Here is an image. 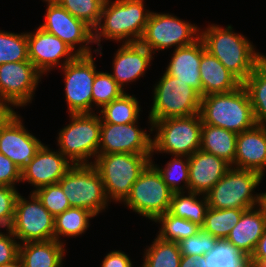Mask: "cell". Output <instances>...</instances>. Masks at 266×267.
I'll use <instances>...</instances> for the list:
<instances>
[{
  "instance_id": "obj_16",
  "label": "cell",
  "mask_w": 266,
  "mask_h": 267,
  "mask_svg": "<svg viewBox=\"0 0 266 267\" xmlns=\"http://www.w3.org/2000/svg\"><path fill=\"white\" fill-rule=\"evenodd\" d=\"M137 124H111L101 120L98 154H153L150 134Z\"/></svg>"
},
{
  "instance_id": "obj_14",
  "label": "cell",
  "mask_w": 266,
  "mask_h": 267,
  "mask_svg": "<svg viewBox=\"0 0 266 267\" xmlns=\"http://www.w3.org/2000/svg\"><path fill=\"white\" fill-rule=\"evenodd\" d=\"M44 1L47 2L46 19L39 27L60 38L77 55L92 54L89 44L93 43V29L84 21L72 16L55 0ZM76 45L80 46L74 50Z\"/></svg>"
},
{
  "instance_id": "obj_21",
  "label": "cell",
  "mask_w": 266,
  "mask_h": 267,
  "mask_svg": "<svg viewBox=\"0 0 266 267\" xmlns=\"http://www.w3.org/2000/svg\"><path fill=\"white\" fill-rule=\"evenodd\" d=\"M152 52L137 43H123L115 53L111 77L124 91V85L144 76L153 60Z\"/></svg>"
},
{
  "instance_id": "obj_22",
  "label": "cell",
  "mask_w": 266,
  "mask_h": 267,
  "mask_svg": "<svg viewBox=\"0 0 266 267\" xmlns=\"http://www.w3.org/2000/svg\"><path fill=\"white\" fill-rule=\"evenodd\" d=\"M234 167L265 175L266 125H255L237 134Z\"/></svg>"
},
{
  "instance_id": "obj_26",
  "label": "cell",
  "mask_w": 266,
  "mask_h": 267,
  "mask_svg": "<svg viewBox=\"0 0 266 267\" xmlns=\"http://www.w3.org/2000/svg\"><path fill=\"white\" fill-rule=\"evenodd\" d=\"M64 243L54 240L19 244V257L24 267H62Z\"/></svg>"
},
{
  "instance_id": "obj_8",
  "label": "cell",
  "mask_w": 266,
  "mask_h": 267,
  "mask_svg": "<svg viewBox=\"0 0 266 267\" xmlns=\"http://www.w3.org/2000/svg\"><path fill=\"white\" fill-rule=\"evenodd\" d=\"M153 105L148 121L199 114L201 95L189 85L164 72L153 90Z\"/></svg>"
},
{
  "instance_id": "obj_50",
  "label": "cell",
  "mask_w": 266,
  "mask_h": 267,
  "mask_svg": "<svg viewBox=\"0 0 266 267\" xmlns=\"http://www.w3.org/2000/svg\"><path fill=\"white\" fill-rule=\"evenodd\" d=\"M241 267H261L255 262H253L251 259H249L247 262H245Z\"/></svg>"
},
{
  "instance_id": "obj_20",
  "label": "cell",
  "mask_w": 266,
  "mask_h": 267,
  "mask_svg": "<svg viewBox=\"0 0 266 267\" xmlns=\"http://www.w3.org/2000/svg\"><path fill=\"white\" fill-rule=\"evenodd\" d=\"M231 167L223 158L197 150L189 156L188 192L206 195Z\"/></svg>"
},
{
  "instance_id": "obj_6",
  "label": "cell",
  "mask_w": 266,
  "mask_h": 267,
  "mask_svg": "<svg viewBox=\"0 0 266 267\" xmlns=\"http://www.w3.org/2000/svg\"><path fill=\"white\" fill-rule=\"evenodd\" d=\"M150 133L156 129L152 139V153H168L172 156L189 157L201 145L202 120L200 114L187 117H172L155 121Z\"/></svg>"
},
{
  "instance_id": "obj_4",
  "label": "cell",
  "mask_w": 266,
  "mask_h": 267,
  "mask_svg": "<svg viewBox=\"0 0 266 267\" xmlns=\"http://www.w3.org/2000/svg\"><path fill=\"white\" fill-rule=\"evenodd\" d=\"M153 154H98L92 164L100 173L107 199L123 202L132 185L151 163Z\"/></svg>"
},
{
  "instance_id": "obj_39",
  "label": "cell",
  "mask_w": 266,
  "mask_h": 267,
  "mask_svg": "<svg viewBox=\"0 0 266 267\" xmlns=\"http://www.w3.org/2000/svg\"><path fill=\"white\" fill-rule=\"evenodd\" d=\"M125 91L108 72H98L93 82L92 103L98 109L121 97ZM100 107V108H99Z\"/></svg>"
},
{
  "instance_id": "obj_10",
  "label": "cell",
  "mask_w": 266,
  "mask_h": 267,
  "mask_svg": "<svg viewBox=\"0 0 266 267\" xmlns=\"http://www.w3.org/2000/svg\"><path fill=\"white\" fill-rule=\"evenodd\" d=\"M172 194L161 173L150 163L132 185L123 203L139 215L154 221L169 210Z\"/></svg>"
},
{
  "instance_id": "obj_49",
  "label": "cell",
  "mask_w": 266,
  "mask_h": 267,
  "mask_svg": "<svg viewBox=\"0 0 266 267\" xmlns=\"http://www.w3.org/2000/svg\"><path fill=\"white\" fill-rule=\"evenodd\" d=\"M0 267H24V264H23L21 258L18 256L12 262L7 263V264H2V265H0Z\"/></svg>"
},
{
  "instance_id": "obj_15",
  "label": "cell",
  "mask_w": 266,
  "mask_h": 267,
  "mask_svg": "<svg viewBox=\"0 0 266 267\" xmlns=\"http://www.w3.org/2000/svg\"><path fill=\"white\" fill-rule=\"evenodd\" d=\"M41 76L29 60L0 65V98L17 107L26 106L32 102Z\"/></svg>"
},
{
  "instance_id": "obj_12",
  "label": "cell",
  "mask_w": 266,
  "mask_h": 267,
  "mask_svg": "<svg viewBox=\"0 0 266 267\" xmlns=\"http://www.w3.org/2000/svg\"><path fill=\"white\" fill-rule=\"evenodd\" d=\"M30 200L17 196L10 230L19 244L54 240V216L32 192Z\"/></svg>"
},
{
  "instance_id": "obj_30",
  "label": "cell",
  "mask_w": 266,
  "mask_h": 267,
  "mask_svg": "<svg viewBox=\"0 0 266 267\" xmlns=\"http://www.w3.org/2000/svg\"><path fill=\"white\" fill-rule=\"evenodd\" d=\"M95 215L87 209L70 207L54 217V239L63 243L61 236L76 237L86 232L89 220Z\"/></svg>"
},
{
  "instance_id": "obj_24",
  "label": "cell",
  "mask_w": 266,
  "mask_h": 267,
  "mask_svg": "<svg viewBox=\"0 0 266 267\" xmlns=\"http://www.w3.org/2000/svg\"><path fill=\"white\" fill-rule=\"evenodd\" d=\"M165 72L189 85L202 97L200 77V62L202 58V40L199 38L193 44L175 48Z\"/></svg>"
},
{
  "instance_id": "obj_13",
  "label": "cell",
  "mask_w": 266,
  "mask_h": 267,
  "mask_svg": "<svg viewBox=\"0 0 266 267\" xmlns=\"http://www.w3.org/2000/svg\"><path fill=\"white\" fill-rule=\"evenodd\" d=\"M93 55H77L61 69L65 79V99L69 114L94 113L93 82L97 74Z\"/></svg>"
},
{
  "instance_id": "obj_23",
  "label": "cell",
  "mask_w": 266,
  "mask_h": 267,
  "mask_svg": "<svg viewBox=\"0 0 266 267\" xmlns=\"http://www.w3.org/2000/svg\"><path fill=\"white\" fill-rule=\"evenodd\" d=\"M265 229L266 207L262 203L242 213L239 222L232 228L226 240L250 257Z\"/></svg>"
},
{
  "instance_id": "obj_43",
  "label": "cell",
  "mask_w": 266,
  "mask_h": 267,
  "mask_svg": "<svg viewBox=\"0 0 266 267\" xmlns=\"http://www.w3.org/2000/svg\"><path fill=\"white\" fill-rule=\"evenodd\" d=\"M7 234L0 232V265L12 262L19 256V242L12 234L10 228Z\"/></svg>"
},
{
  "instance_id": "obj_11",
  "label": "cell",
  "mask_w": 266,
  "mask_h": 267,
  "mask_svg": "<svg viewBox=\"0 0 266 267\" xmlns=\"http://www.w3.org/2000/svg\"><path fill=\"white\" fill-rule=\"evenodd\" d=\"M200 28L169 13L151 12L139 43L155 51L184 47L200 38Z\"/></svg>"
},
{
  "instance_id": "obj_27",
  "label": "cell",
  "mask_w": 266,
  "mask_h": 267,
  "mask_svg": "<svg viewBox=\"0 0 266 267\" xmlns=\"http://www.w3.org/2000/svg\"><path fill=\"white\" fill-rule=\"evenodd\" d=\"M237 134L202 123L200 149L223 158L234 167Z\"/></svg>"
},
{
  "instance_id": "obj_2",
  "label": "cell",
  "mask_w": 266,
  "mask_h": 267,
  "mask_svg": "<svg viewBox=\"0 0 266 267\" xmlns=\"http://www.w3.org/2000/svg\"><path fill=\"white\" fill-rule=\"evenodd\" d=\"M150 13L144 0H105L100 21L93 29V43L100 47L102 37L122 44L139 42Z\"/></svg>"
},
{
  "instance_id": "obj_33",
  "label": "cell",
  "mask_w": 266,
  "mask_h": 267,
  "mask_svg": "<svg viewBox=\"0 0 266 267\" xmlns=\"http://www.w3.org/2000/svg\"><path fill=\"white\" fill-rule=\"evenodd\" d=\"M245 210L247 209H213L209 207L201 228L217 239H226Z\"/></svg>"
},
{
  "instance_id": "obj_47",
  "label": "cell",
  "mask_w": 266,
  "mask_h": 267,
  "mask_svg": "<svg viewBox=\"0 0 266 267\" xmlns=\"http://www.w3.org/2000/svg\"><path fill=\"white\" fill-rule=\"evenodd\" d=\"M249 259L261 267L266 265V229L262 237L257 242V245Z\"/></svg>"
},
{
  "instance_id": "obj_3",
  "label": "cell",
  "mask_w": 266,
  "mask_h": 267,
  "mask_svg": "<svg viewBox=\"0 0 266 267\" xmlns=\"http://www.w3.org/2000/svg\"><path fill=\"white\" fill-rule=\"evenodd\" d=\"M199 114L202 123L236 134L256 125L252 105L243 85L228 93H212L201 97Z\"/></svg>"
},
{
  "instance_id": "obj_7",
  "label": "cell",
  "mask_w": 266,
  "mask_h": 267,
  "mask_svg": "<svg viewBox=\"0 0 266 267\" xmlns=\"http://www.w3.org/2000/svg\"><path fill=\"white\" fill-rule=\"evenodd\" d=\"M71 123L60 129L59 151L73 164H92L100 142L101 118L95 113L69 114Z\"/></svg>"
},
{
  "instance_id": "obj_36",
  "label": "cell",
  "mask_w": 266,
  "mask_h": 267,
  "mask_svg": "<svg viewBox=\"0 0 266 267\" xmlns=\"http://www.w3.org/2000/svg\"><path fill=\"white\" fill-rule=\"evenodd\" d=\"M28 60L27 32L18 34L0 30V65Z\"/></svg>"
},
{
  "instance_id": "obj_17",
  "label": "cell",
  "mask_w": 266,
  "mask_h": 267,
  "mask_svg": "<svg viewBox=\"0 0 266 267\" xmlns=\"http://www.w3.org/2000/svg\"><path fill=\"white\" fill-rule=\"evenodd\" d=\"M35 32L27 33L29 61L43 75L72 61L77 54L60 38L38 27ZM65 60L61 62L60 60Z\"/></svg>"
},
{
  "instance_id": "obj_48",
  "label": "cell",
  "mask_w": 266,
  "mask_h": 267,
  "mask_svg": "<svg viewBox=\"0 0 266 267\" xmlns=\"http://www.w3.org/2000/svg\"><path fill=\"white\" fill-rule=\"evenodd\" d=\"M179 267H204V255L200 257L182 255Z\"/></svg>"
},
{
  "instance_id": "obj_35",
  "label": "cell",
  "mask_w": 266,
  "mask_h": 267,
  "mask_svg": "<svg viewBox=\"0 0 266 267\" xmlns=\"http://www.w3.org/2000/svg\"><path fill=\"white\" fill-rule=\"evenodd\" d=\"M249 257L226 239H218L215 247L204 255V267H241Z\"/></svg>"
},
{
  "instance_id": "obj_52",
  "label": "cell",
  "mask_w": 266,
  "mask_h": 267,
  "mask_svg": "<svg viewBox=\"0 0 266 267\" xmlns=\"http://www.w3.org/2000/svg\"><path fill=\"white\" fill-rule=\"evenodd\" d=\"M263 204H264L265 207H266V192L263 193Z\"/></svg>"
},
{
  "instance_id": "obj_46",
  "label": "cell",
  "mask_w": 266,
  "mask_h": 267,
  "mask_svg": "<svg viewBox=\"0 0 266 267\" xmlns=\"http://www.w3.org/2000/svg\"><path fill=\"white\" fill-rule=\"evenodd\" d=\"M11 107L17 106L11 101L0 98V131L18 115Z\"/></svg>"
},
{
  "instance_id": "obj_45",
  "label": "cell",
  "mask_w": 266,
  "mask_h": 267,
  "mask_svg": "<svg viewBox=\"0 0 266 267\" xmlns=\"http://www.w3.org/2000/svg\"><path fill=\"white\" fill-rule=\"evenodd\" d=\"M101 267H133V265L127 254L114 250L104 257Z\"/></svg>"
},
{
  "instance_id": "obj_42",
  "label": "cell",
  "mask_w": 266,
  "mask_h": 267,
  "mask_svg": "<svg viewBox=\"0 0 266 267\" xmlns=\"http://www.w3.org/2000/svg\"><path fill=\"white\" fill-rule=\"evenodd\" d=\"M18 195L14 187L0 186V228L11 227Z\"/></svg>"
},
{
  "instance_id": "obj_31",
  "label": "cell",
  "mask_w": 266,
  "mask_h": 267,
  "mask_svg": "<svg viewBox=\"0 0 266 267\" xmlns=\"http://www.w3.org/2000/svg\"><path fill=\"white\" fill-rule=\"evenodd\" d=\"M140 110L137 98L125 92L118 99L104 105L99 110V116L104 123L129 124L138 122Z\"/></svg>"
},
{
  "instance_id": "obj_37",
  "label": "cell",
  "mask_w": 266,
  "mask_h": 267,
  "mask_svg": "<svg viewBox=\"0 0 266 267\" xmlns=\"http://www.w3.org/2000/svg\"><path fill=\"white\" fill-rule=\"evenodd\" d=\"M151 163L161 173L164 182L173 193L184 192V189L188 191L189 184V157L174 156L172 160L165 164L164 169L158 167L151 161ZM184 186H180L181 183Z\"/></svg>"
},
{
  "instance_id": "obj_51",
  "label": "cell",
  "mask_w": 266,
  "mask_h": 267,
  "mask_svg": "<svg viewBox=\"0 0 266 267\" xmlns=\"http://www.w3.org/2000/svg\"><path fill=\"white\" fill-rule=\"evenodd\" d=\"M261 62L266 66V56L265 55H261Z\"/></svg>"
},
{
  "instance_id": "obj_44",
  "label": "cell",
  "mask_w": 266,
  "mask_h": 267,
  "mask_svg": "<svg viewBox=\"0 0 266 267\" xmlns=\"http://www.w3.org/2000/svg\"><path fill=\"white\" fill-rule=\"evenodd\" d=\"M16 182H21V171L12 160L0 153V186L15 188Z\"/></svg>"
},
{
  "instance_id": "obj_29",
  "label": "cell",
  "mask_w": 266,
  "mask_h": 267,
  "mask_svg": "<svg viewBox=\"0 0 266 267\" xmlns=\"http://www.w3.org/2000/svg\"><path fill=\"white\" fill-rule=\"evenodd\" d=\"M242 85L248 93L256 125H266V66L260 62Z\"/></svg>"
},
{
  "instance_id": "obj_32",
  "label": "cell",
  "mask_w": 266,
  "mask_h": 267,
  "mask_svg": "<svg viewBox=\"0 0 266 267\" xmlns=\"http://www.w3.org/2000/svg\"><path fill=\"white\" fill-rule=\"evenodd\" d=\"M181 256L178 243L165 241L157 236L144 251L141 267H179Z\"/></svg>"
},
{
  "instance_id": "obj_34",
  "label": "cell",
  "mask_w": 266,
  "mask_h": 267,
  "mask_svg": "<svg viewBox=\"0 0 266 267\" xmlns=\"http://www.w3.org/2000/svg\"><path fill=\"white\" fill-rule=\"evenodd\" d=\"M154 222L161 223L158 237L165 241L180 242L182 239L195 235L201 227L189 220L176 217L168 211L158 216Z\"/></svg>"
},
{
  "instance_id": "obj_1",
  "label": "cell",
  "mask_w": 266,
  "mask_h": 267,
  "mask_svg": "<svg viewBox=\"0 0 266 267\" xmlns=\"http://www.w3.org/2000/svg\"><path fill=\"white\" fill-rule=\"evenodd\" d=\"M232 28L212 24L200 31V39L205 49L243 83L261 62L262 53L256 52L251 41Z\"/></svg>"
},
{
  "instance_id": "obj_9",
  "label": "cell",
  "mask_w": 266,
  "mask_h": 267,
  "mask_svg": "<svg viewBox=\"0 0 266 267\" xmlns=\"http://www.w3.org/2000/svg\"><path fill=\"white\" fill-rule=\"evenodd\" d=\"M71 207L87 209L95 216L108 206L103 181L93 164H76L58 181Z\"/></svg>"
},
{
  "instance_id": "obj_25",
  "label": "cell",
  "mask_w": 266,
  "mask_h": 267,
  "mask_svg": "<svg viewBox=\"0 0 266 267\" xmlns=\"http://www.w3.org/2000/svg\"><path fill=\"white\" fill-rule=\"evenodd\" d=\"M199 69L202 97L212 93H228L242 85V82L235 75L205 49L203 41Z\"/></svg>"
},
{
  "instance_id": "obj_19",
  "label": "cell",
  "mask_w": 266,
  "mask_h": 267,
  "mask_svg": "<svg viewBox=\"0 0 266 267\" xmlns=\"http://www.w3.org/2000/svg\"><path fill=\"white\" fill-rule=\"evenodd\" d=\"M73 164L60 152L42 145L31 163L21 172V182L34 185L35 190L58 183Z\"/></svg>"
},
{
  "instance_id": "obj_38",
  "label": "cell",
  "mask_w": 266,
  "mask_h": 267,
  "mask_svg": "<svg viewBox=\"0 0 266 267\" xmlns=\"http://www.w3.org/2000/svg\"><path fill=\"white\" fill-rule=\"evenodd\" d=\"M72 16L84 21L94 29L101 17L105 0H55Z\"/></svg>"
},
{
  "instance_id": "obj_18",
  "label": "cell",
  "mask_w": 266,
  "mask_h": 267,
  "mask_svg": "<svg viewBox=\"0 0 266 267\" xmlns=\"http://www.w3.org/2000/svg\"><path fill=\"white\" fill-rule=\"evenodd\" d=\"M43 143L30 133L17 115L0 131V153L12 160L22 172Z\"/></svg>"
},
{
  "instance_id": "obj_40",
  "label": "cell",
  "mask_w": 266,
  "mask_h": 267,
  "mask_svg": "<svg viewBox=\"0 0 266 267\" xmlns=\"http://www.w3.org/2000/svg\"><path fill=\"white\" fill-rule=\"evenodd\" d=\"M33 192L42 205L55 217L68 208L70 203L59 183L40 187Z\"/></svg>"
},
{
  "instance_id": "obj_5",
  "label": "cell",
  "mask_w": 266,
  "mask_h": 267,
  "mask_svg": "<svg viewBox=\"0 0 266 267\" xmlns=\"http://www.w3.org/2000/svg\"><path fill=\"white\" fill-rule=\"evenodd\" d=\"M263 176L252 170L231 167L205 195L213 209H250L263 203V193L252 194Z\"/></svg>"
},
{
  "instance_id": "obj_28",
  "label": "cell",
  "mask_w": 266,
  "mask_h": 267,
  "mask_svg": "<svg viewBox=\"0 0 266 267\" xmlns=\"http://www.w3.org/2000/svg\"><path fill=\"white\" fill-rule=\"evenodd\" d=\"M184 194L185 192L172 194L168 212L176 217L189 220L202 227L206 211L209 208L206 196L191 192H188L186 196ZM200 195L203 196L201 197L203 199L198 198Z\"/></svg>"
},
{
  "instance_id": "obj_41",
  "label": "cell",
  "mask_w": 266,
  "mask_h": 267,
  "mask_svg": "<svg viewBox=\"0 0 266 267\" xmlns=\"http://www.w3.org/2000/svg\"><path fill=\"white\" fill-rule=\"evenodd\" d=\"M217 240L201 228L195 235L182 239L178 244L181 255L200 257L209 253L215 247Z\"/></svg>"
}]
</instances>
